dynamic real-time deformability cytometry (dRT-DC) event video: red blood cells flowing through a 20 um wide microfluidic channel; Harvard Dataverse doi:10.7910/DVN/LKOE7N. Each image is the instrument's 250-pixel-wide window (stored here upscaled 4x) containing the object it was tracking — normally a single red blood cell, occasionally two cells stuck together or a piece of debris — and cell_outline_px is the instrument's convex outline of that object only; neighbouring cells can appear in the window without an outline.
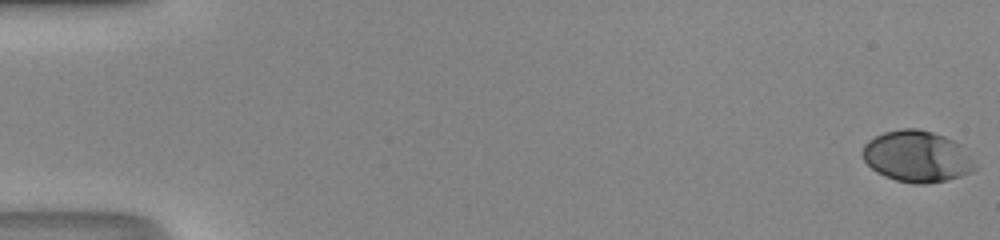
{"species": "human", "species_latin": "Homo sapiens", "temperature_condition": "room temperature", "stored_images_in_passage": 51, "camera_frame_rate_fps": 3000, "um_per_image_px": 0.085, "donor": {"sex": "male"}, "frame": {"image": 1, "passage_image": 1, "time_ms": 0.0, "image_size_px": [1000, 240], "cell_outline_px": [[976, 168], [972, 172], [960, 176], [944, 180], [924, 184], [912, 184], [896, 180], [884, 176], [876, 172], [864, 160], [864, 144], [868, 140], [884, 132], [904, 128], [916, 128], [932, 132], [944, 136], [952, 140], [956, 144]], "centroid_in_image_um": [77.87, 13.3], "position_along_channel_um": 7.1, "area_um2": 32.77}}
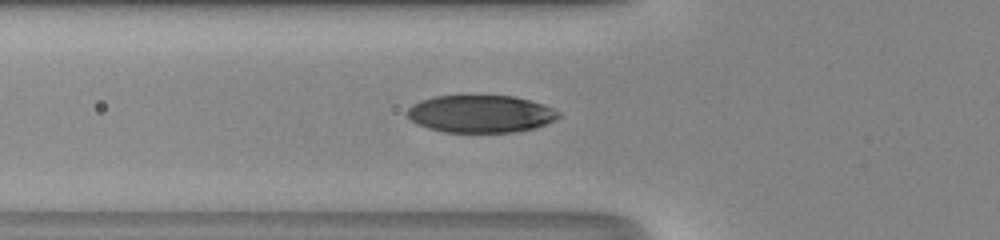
{"frame": {"image": 2, "passage_image": 20, "time_ms": 6.333, "image_size_px": [1000, 240], "cell_outline_px": [[560, 116], [556, 120], [532, 128], [516, 132], [444, 132], [428, 128], [412, 120], [408, 116], [408, 108], [412, 104], [420, 100], [436, 96], [512, 96], [544, 104], [560, 112]], "centroid_in_image_um": [40.86, 9.68], "position_along_channel_um": 84.9, "area_um2": 32.77}}
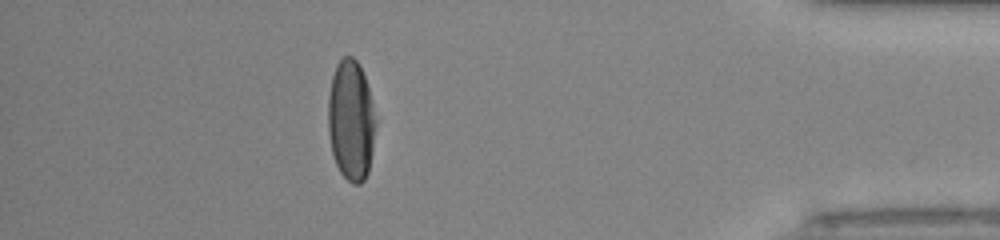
{"frame": {"image": 3, "passage_image": 46, "time_ms": 15.0, "image_size_px": [1000, 240], "cell_outline_px": [[376, 124], [368, 172], [364, 180], [360, 184], [352, 184], [340, 172], [336, 164], [332, 152], [328, 132], [328, 96], [332, 76], [336, 64], [344, 56], [352, 56], [356, 60], [364, 76], [372, 100], [376, 120]], "centroid_in_image_um": [29.82, 10.23], "position_along_channel_um": 405.4, "area_um2": 33.41}, "authors_computed_cell_mechanics": {"area_um2": 33.6974, "velocity_mm_per_s": 4.2045, "shape_relaxation_time_tau1_ms": 3.9267, "shape_relaxation_time_tau2_ms": null, "deformation_change_tau1": 0.2104, "deformation_change_tau2": null}}